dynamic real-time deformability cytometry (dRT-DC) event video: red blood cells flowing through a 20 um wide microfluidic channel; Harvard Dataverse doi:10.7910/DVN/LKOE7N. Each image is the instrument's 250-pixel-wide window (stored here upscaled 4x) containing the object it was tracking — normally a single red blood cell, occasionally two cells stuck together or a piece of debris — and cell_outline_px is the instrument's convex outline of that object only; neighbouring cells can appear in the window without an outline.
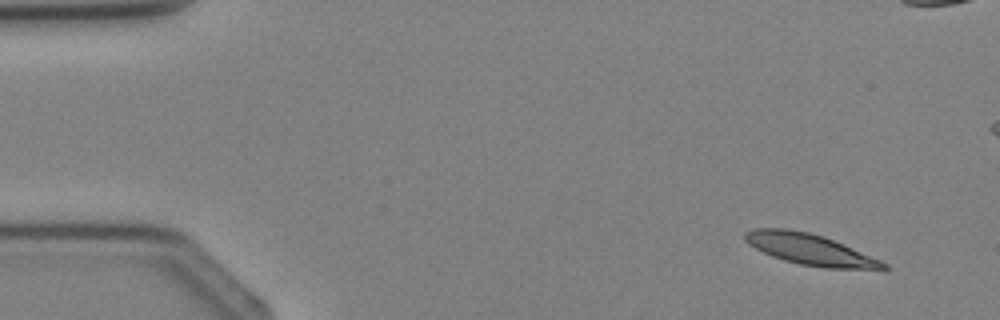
{"species": "Egyptian fruit bat (a non-hibernating species)", "species_latin": "Rousettus aegyptiacus", "temperature_condition": "cold", "stored_images_in_passage": 4, "camera_frame_rate_fps": 3000, "um_per_image_px": 0.085, "animal": {"sex": "female"}, "frame": {"image": 1, "passage_image": 1, "time_ms": 0.0, "image_size_px": [1000, 320], "cell_outline_px": [[892, 268], [884, 272], [824, 268], [800, 264], [784, 260], [772, 256], [748, 244], [744, 240], [744, 232], [756, 228], [784, 228], [808, 232], [824, 236], [880, 260], [888, 264]], "centroid_in_image_um": [68.98, 21.25], "position_along_channel_um": 16.0, "area_um2": 25.61}}